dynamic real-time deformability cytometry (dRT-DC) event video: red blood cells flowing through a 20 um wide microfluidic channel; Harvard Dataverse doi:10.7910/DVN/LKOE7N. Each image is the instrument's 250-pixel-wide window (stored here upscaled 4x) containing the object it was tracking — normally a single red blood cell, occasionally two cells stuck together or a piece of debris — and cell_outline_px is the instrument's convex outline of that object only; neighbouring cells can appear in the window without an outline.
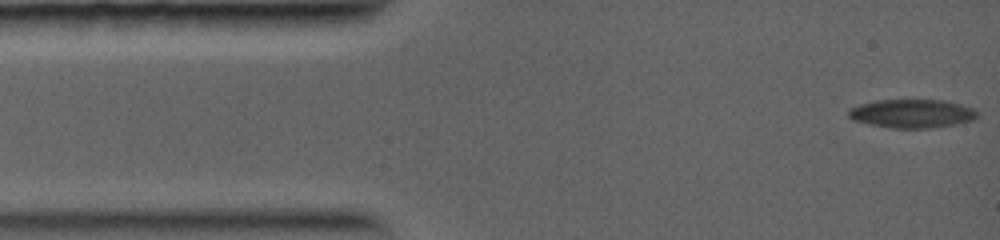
{"species": "common noctule bat (a hibernating species)", "species_latin": "Nyctalus noctula", "temperature_condition": "warm", "stored_images_in_passage": 30, "camera_frame_rate_fps": 5000, "um_per_image_px": 0.085, "animal": {"sex": "female", "body_mass_g": 19.0, "forearm_length_mm": 56.7}, "frame": {"image": 1, "passage_image": 1, "time_ms": 0.0, "image_size_px": [1000, 240], "cell_outline_px": [[980, 112], [972, 120], [956, 124], [932, 128], [892, 128], [868, 124], [852, 120], [848, 116], [848, 108], [860, 104], [876, 100], [944, 100], [976, 108]], "centroid_in_image_um": [77.52, 9.65], "position_along_channel_um": 7.5, "area_um2": 21.68}}
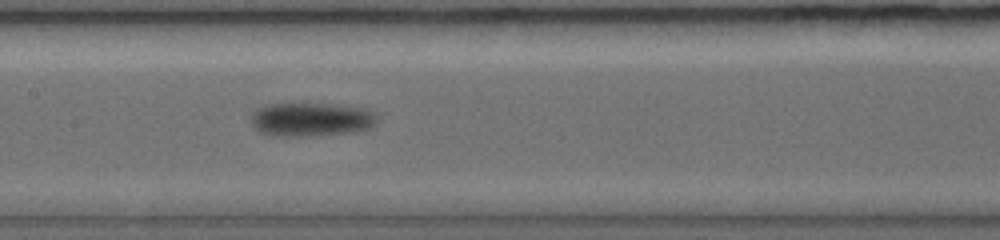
{"frame": {"image": 2, "passage_image": 12, "time_ms": 5.4, "image_size_px": [1000, 240], "cell_outline_px": [[380, 120], [376, 124], [368, 128], [352, 132], [304, 136], [272, 136], [260, 132], [252, 124], [252, 112], [256, 108], [264, 104], [328, 104], [368, 108], [376, 112]], "centroid_in_image_um": [26.48, 10.14], "position_along_channel_um": 180.9, "area_um2": 25.03}}
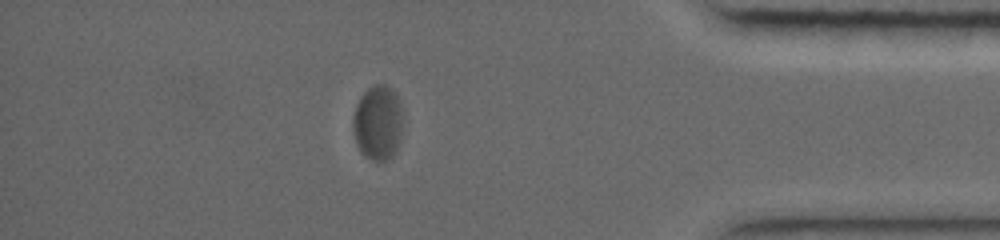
{"frame": {"image": 3, "passage_image": 24, "time_ms": 10.8, "image_size_px": [1000, 240], "cell_outline_px": [[404, 124], [400, 144], [396, 152], [392, 156], [384, 160], [372, 160], [364, 156], [360, 152], [356, 144], [352, 128], [352, 116], [356, 104], [360, 96], [368, 88], [376, 84], [384, 84], [396, 92], [400, 100], [404, 116]], "centroid_in_image_um": [32.15, 10.42], "position_along_channel_um": 403.1, "area_um2": 22.66}}